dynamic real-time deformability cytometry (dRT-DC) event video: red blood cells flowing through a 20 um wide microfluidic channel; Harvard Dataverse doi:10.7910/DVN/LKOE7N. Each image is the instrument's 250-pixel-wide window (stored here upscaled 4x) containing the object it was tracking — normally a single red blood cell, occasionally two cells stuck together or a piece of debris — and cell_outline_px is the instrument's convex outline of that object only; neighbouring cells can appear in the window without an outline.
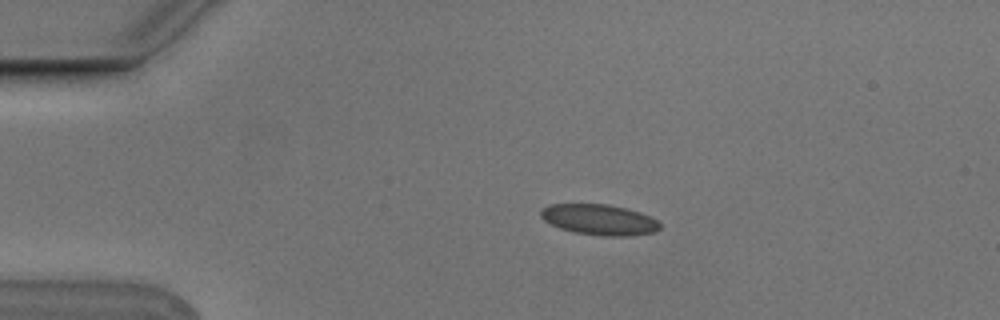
{"species": "Egyptian fruit bat (a non-hibernating species)", "species_latin": "Rousettus aegyptiacus", "temperature_condition": "cold", "stored_images_in_passage": 5, "camera_frame_rate_fps": 3000, "um_per_image_px": 0.085, "animal": {"sex": "male"}, "frame": {"image": 1, "passage_image": 3, "time_ms": 0.667, "image_size_px": [1000, 320], "cell_outline_px": [[660, 228], [656, 232], [628, 236], [604, 236], [572, 232], [560, 228], [544, 220], [540, 216], [540, 208], [548, 204], [608, 204], [640, 212], [652, 216], [660, 224]], "centroid_in_image_um": [50.93, 18.67], "position_along_channel_um": 34.1, "area_um2": 21.44}}
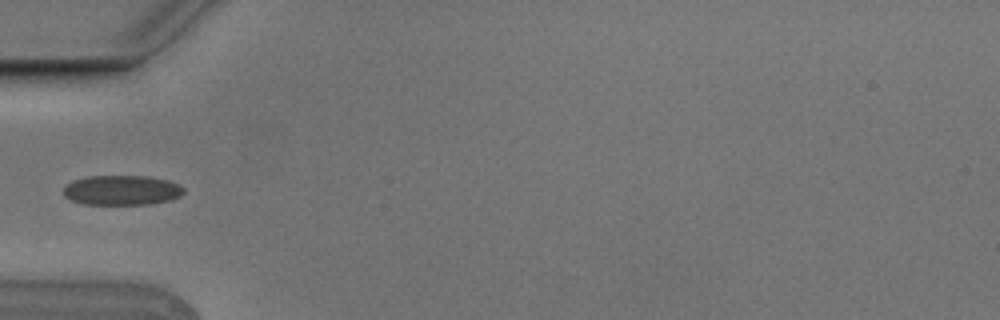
{"frame": {"image": 2, "passage_image": 5, "time_ms": 1.333, "image_size_px": [1000, 320], "cell_outline_px": [[184, 192], [180, 196], [172, 200], [152, 204], [84, 204], [72, 200], [64, 196], [64, 184], [72, 180], [88, 176], [148, 176], [168, 180], [180, 184], [184, 188]], "centroid_in_image_um": [10.37, 16.16], "position_along_channel_um": 74.6, "area_um2": 21.15}}